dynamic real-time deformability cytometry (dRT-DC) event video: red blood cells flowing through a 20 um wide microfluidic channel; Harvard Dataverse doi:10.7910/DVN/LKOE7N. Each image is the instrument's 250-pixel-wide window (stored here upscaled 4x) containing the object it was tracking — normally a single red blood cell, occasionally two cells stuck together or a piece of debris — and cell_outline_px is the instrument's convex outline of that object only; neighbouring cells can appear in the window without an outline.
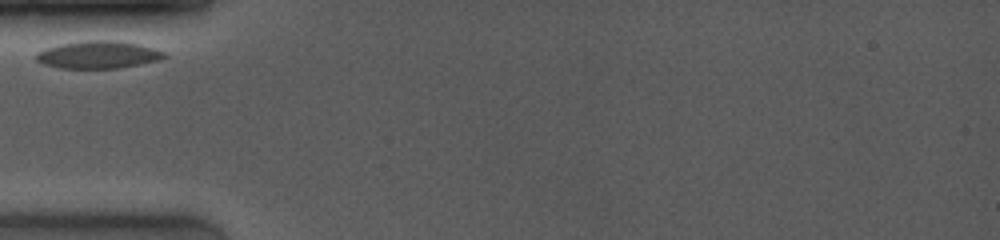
{"species": "common noctule bat (a hibernating species)", "species_latin": "Nyctalus noctula", "temperature_condition": "room temperature", "stored_images_in_passage": 6, "camera_frame_rate_fps": 4000, "um_per_image_px": 0.085, "animal": {"sex": "female", "body_mass_g": 19.0, "forearm_length_mm": 53.3}, "frame": {"image": 1, "passage_image": 1, "time_ms": 0.0, "image_size_px": [1000, 240], "cell_outline_px": [[168, 56], [160, 60], [116, 68], [60, 68], [44, 64], [36, 60], [36, 52], [44, 48], [60, 44], [84, 40], [116, 40], [140, 44], [164, 52]], "centroid_in_image_um": [8.33, 4.64], "position_along_channel_um": 76.7, "area_um2": 20.52}}